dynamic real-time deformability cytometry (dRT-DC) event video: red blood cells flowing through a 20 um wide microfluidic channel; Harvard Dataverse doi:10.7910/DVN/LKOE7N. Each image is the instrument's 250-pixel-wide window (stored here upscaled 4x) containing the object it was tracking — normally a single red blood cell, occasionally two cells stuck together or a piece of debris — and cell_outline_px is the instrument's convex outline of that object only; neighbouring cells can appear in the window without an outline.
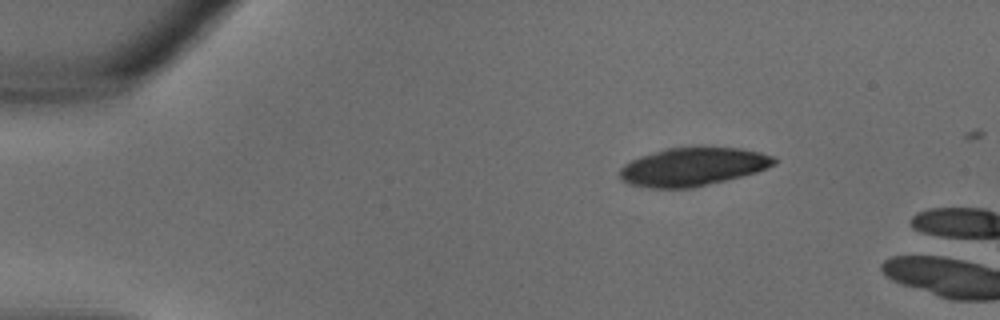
{"species": "common noctule bat (a hibernating species)", "species_latin": "Nyctalus noctula", "temperature_condition": "warm", "stored_images_in_passage": 2, "camera_frame_rate_fps": 3000, "um_per_image_px": 0.085, "animal": {"sex": "male", "body_mass_g": 18.8}, "frame": {"image": 1, "passage_image": 1, "time_ms": 0.0, "image_size_px": [1000, 320], "cell_outline_px": [[776, 164], [768, 168], [756, 172], [692, 188], [648, 188], [628, 184], [620, 180], [620, 168], [624, 164], [640, 156], [668, 148], [740, 148], [760, 152], [776, 156]], "centroid_in_image_um": [58.88, 14.19], "position_along_channel_um": 26.1, "area_um2": 34.22}}